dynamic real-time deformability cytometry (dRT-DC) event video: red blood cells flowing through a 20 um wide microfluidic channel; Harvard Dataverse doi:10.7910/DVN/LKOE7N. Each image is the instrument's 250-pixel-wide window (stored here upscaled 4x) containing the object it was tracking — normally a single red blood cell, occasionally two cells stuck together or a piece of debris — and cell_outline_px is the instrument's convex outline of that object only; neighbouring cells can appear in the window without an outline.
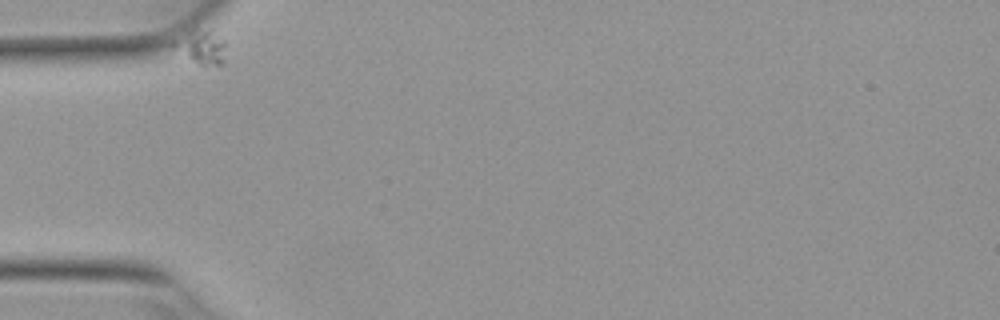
{"species": "Egyptian fruit bat (a non-hibernating species)", "species_latin": "Rousettus aegyptiacus", "temperature_condition": "warm", "stored_images_in_passage": 2, "camera_frame_rate_fps": 3000, "um_per_image_px": 0.085, "animal": {"sex": "female"}, "frame": {"image": 1, "passage_image": 1, "time_ms": 0.0, "image_size_px": [1000, 320], "cell_outline_px": [[224, 64], [204, 68], [172, 48], [168, 44], [192, 16], [212, 28], [224, 40]], "centroid_in_image_um": [16.96, 3.73], "position_along_channel_um": 68.0, "area_um2": 12.95}}